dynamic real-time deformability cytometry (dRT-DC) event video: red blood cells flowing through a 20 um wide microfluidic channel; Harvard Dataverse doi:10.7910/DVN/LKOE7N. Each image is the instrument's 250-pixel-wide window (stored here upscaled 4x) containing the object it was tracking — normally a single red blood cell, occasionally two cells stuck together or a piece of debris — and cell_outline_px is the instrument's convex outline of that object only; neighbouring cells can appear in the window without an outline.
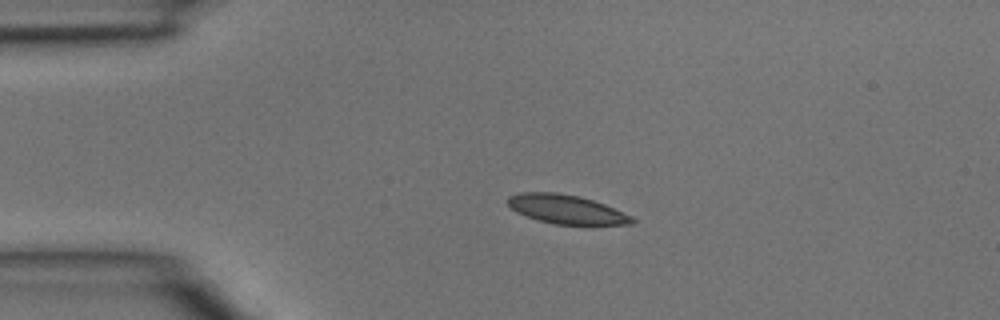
{"species": "common noctule bat (a hibernating species)", "species_latin": "Nyctalus noctula", "temperature_condition": "room temperature", "stored_images_in_passage": 3, "camera_frame_rate_fps": 3000, "um_per_image_px": 0.085, "animal": {"sex": "male", "body_mass_g": 15.6}, "frame": {"image": 1, "passage_image": 2, "time_ms": 0.333, "image_size_px": [1000, 320], "cell_outline_px": [[636, 224], [556, 224], [540, 220], [516, 212], [508, 204], [508, 196], [520, 192], [556, 192], [580, 196], [604, 204], [632, 216], [636, 220]], "centroid_in_image_um": [48.15, 17.78], "position_along_channel_um": 36.8, "area_um2": 20.75}}